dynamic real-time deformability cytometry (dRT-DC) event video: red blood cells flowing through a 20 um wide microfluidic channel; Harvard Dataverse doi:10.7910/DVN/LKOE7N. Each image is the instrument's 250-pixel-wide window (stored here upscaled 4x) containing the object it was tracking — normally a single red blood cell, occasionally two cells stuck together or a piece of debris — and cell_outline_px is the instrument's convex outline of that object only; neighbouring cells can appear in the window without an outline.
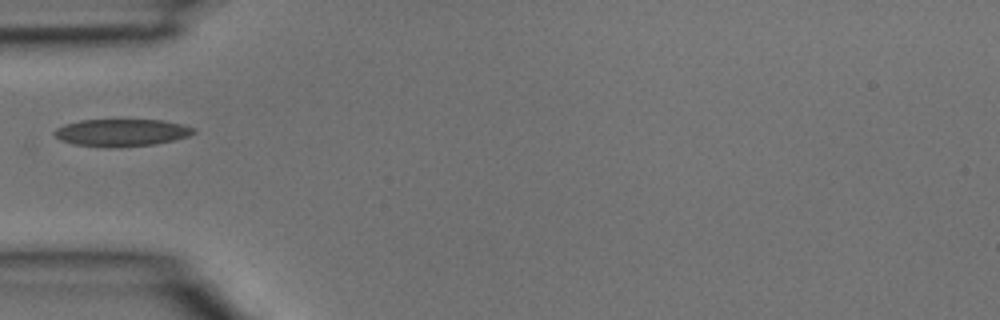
{"species": "common noctule bat (a hibernating species)", "species_latin": "Nyctalus noctula", "temperature_condition": "room temperature", "stored_images_in_passage": 4, "camera_frame_rate_fps": 3000, "um_per_image_px": 0.085, "animal": {"sex": "male", "body_mass_g": 15.6}, "frame": {"image": 1, "passage_image": 4, "time_ms": 1.0, "image_size_px": [1000, 320], "cell_outline_px": [[196, 132], [188, 136], [156, 144], [120, 148], [108, 148], [72, 144], [60, 140], [52, 132], [56, 128], [64, 124], [80, 120], [164, 120], [196, 128]], "centroid_in_image_um": [10.31, 11.28], "position_along_channel_um": 74.7, "area_um2": 22.43}}